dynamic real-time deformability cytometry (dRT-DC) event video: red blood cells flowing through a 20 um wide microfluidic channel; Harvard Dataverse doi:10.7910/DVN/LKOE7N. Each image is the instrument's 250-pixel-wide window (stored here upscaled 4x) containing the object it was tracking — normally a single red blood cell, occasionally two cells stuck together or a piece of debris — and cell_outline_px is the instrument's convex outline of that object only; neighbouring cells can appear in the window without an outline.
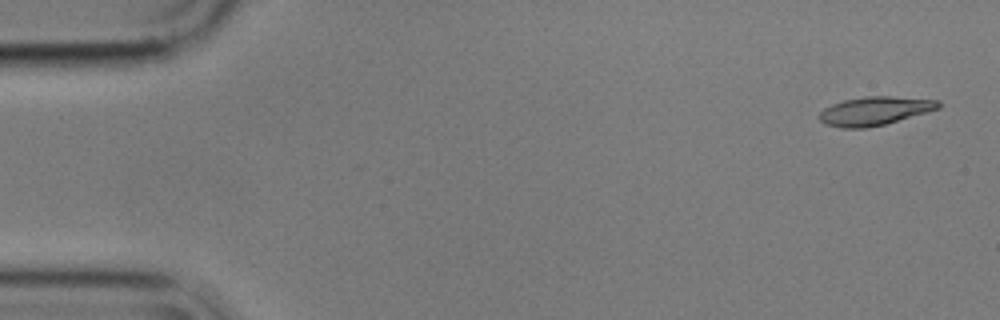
{"species": "common noctule bat (a hibernating species)", "species_latin": "Nyctalus noctula", "temperature_condition": "cold", "stored_images_in_passage": 55, "camera_frame_rate_fps": 3000, "um_per_image_px": 0.085, "animal": {"sex": "male", "body_mass_g": 17.9}, "frame": {"image": 1, "passage_image": 2, "time_ms": 0.333, "image_size_px": [1000, 320], "cell_outline_px": [[940, 108], [928, 112], [884, 124], [868, 128], [840, 128], [824, 124], [820, 120], [820, 112], [824, 108], [832, 104], [844, 100], [864, 96], [888, 96], [940, 100]], "centroid_in_image_um": [74.34, 9.43], "position_along_channel_um": 10.7, "area_um2": 19.83}}
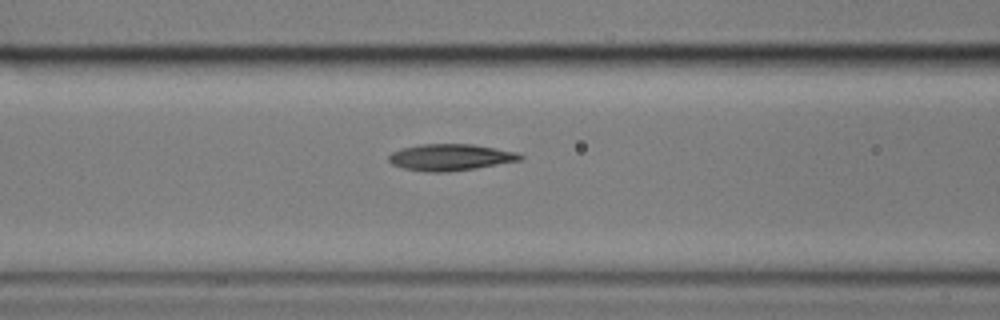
{"frame": {"image": 2, "passage_image": 22, "time_ms": 7.0, "image_size_px": [1000, 320], "cell_outline_px": [[524, 156], [520, 160], [476, 168], [448, 172], [424, 172], [404, 168], [392, 164], [388, 160], [388, 156], [392, 152], [400, 148], [420, 144], [472, 144], [516, 152]], "centroid_in_image_um": [38.24, 13.37], "position_along_channel_um": 128.4, "area_um2": 20.29}}
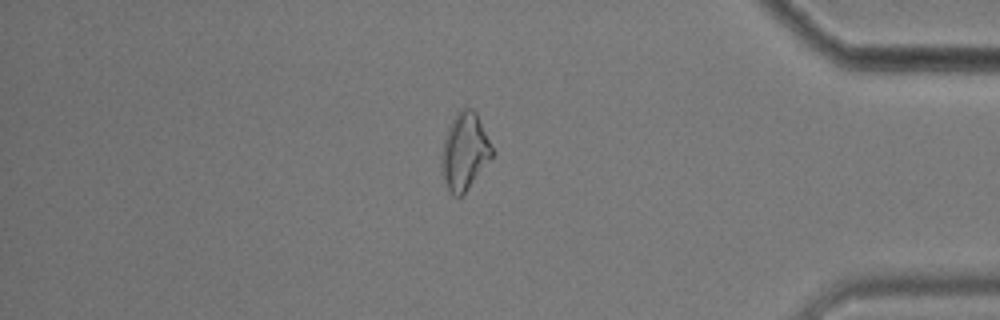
{"frame": {"image": 3, "passage_image": 47, "time_ms": 15.333, "image_size_px": [1000, 320], "cell_outline_px": [[492, 156], [468, 188], [460, 196], [452, 196], [444, 180], [440, 164], [440, 152], [448, 128], [456, 112], [460, 108], [472, 108], [476, 112], [492, 148]], "centroid_in_image_um": [39.45, 12.86], "position_along_channel_um": 395.8, "area_um2": 22.31}, "authors_computed_cell_mechanics": {"area_um2": 20.1722, "velocity_mm_per_s": 3.5731, "shape_relaxation_time_tau1_ms": 3.2165, "shape_relaxation_time_tau2_ms": 7.6493, "deformation_change_tau1": 0.1275, "deformation_change_tau2": 0.1686}}